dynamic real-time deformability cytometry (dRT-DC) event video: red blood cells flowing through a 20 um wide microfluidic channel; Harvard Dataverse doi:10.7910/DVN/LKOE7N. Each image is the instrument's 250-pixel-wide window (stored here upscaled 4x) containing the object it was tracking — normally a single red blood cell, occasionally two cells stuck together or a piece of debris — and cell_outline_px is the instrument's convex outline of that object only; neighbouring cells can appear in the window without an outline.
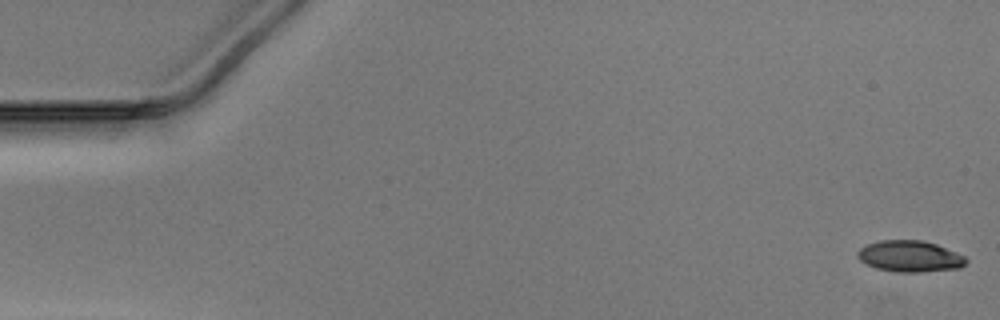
{"species": "Egyptian fruit bat (a non-hibernating species)", "species_latin": "Rousettus aegyptiacus", "temperature_condition": "warm", "stored_images_in_passage": 51, "camera_frame_rate_fps": 3000, "um_per_image_px": 0.085, "animal": {"sex": "male"}, "frame": {"image": 1, "passage_image": 1, "time_ms": 0.0, "image_size_px": [1000, 320], "cell_outline_px": [[968, 260], [960, 268], [920, 272], [896, 272], [876, 268], [860, 260], [856, 256], [856, 252], [860, 248], [868, 244], [880, 240], [920, 240], [936, 244], [956, 252], [964, 256]], "centroid_in_image_um": [77.32, 21.78], "position_along_channel_um": 7.7, "area_um2": 19.71}}
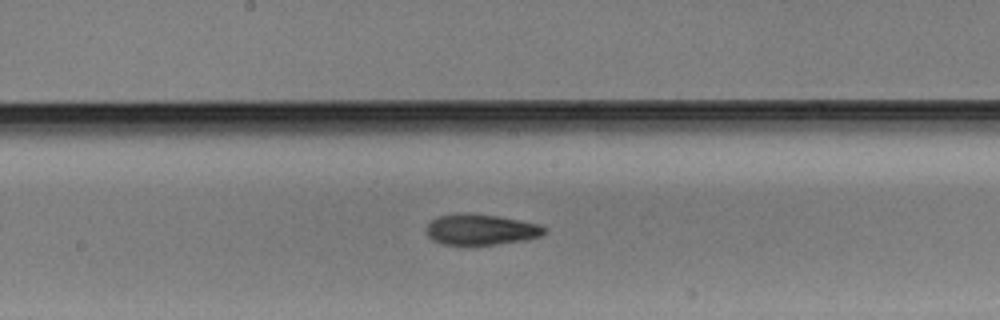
{"frame": {"image": 2, "passage_image": 27, "time_ms": 8.667, "image_size_px": [1000, 320], "cell_outline_px": [[548, 232], [540, 236], [524, 240], [468, 248], [460, 248], [440, 244], [432, 240], [424, 232], [428, 224], [432, 220], [440, 216], [464, 212], [496, 216], [520, 220], [540, 224], [548, 228]], "centroid_in_image_um": [40.84, 19.56], "position_along_channel_um": 207.4, "area_um2": 22.14}}
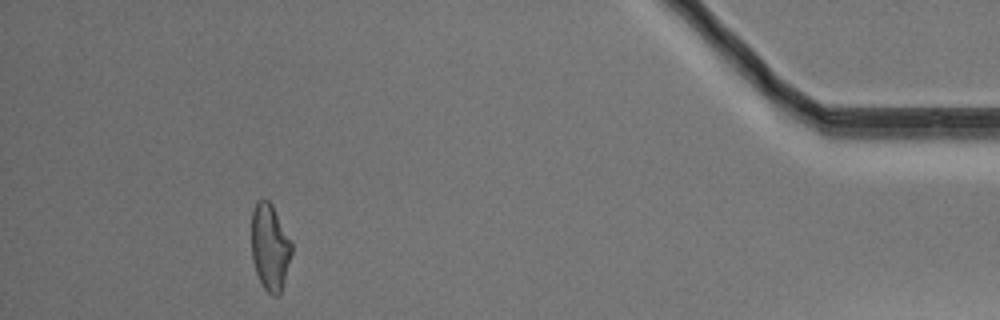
{"frame": {"image": 3, "passage_image": 47, "time_ms": 15.333, "image_size_px": [1000, 320], "cell_outline_px": [[292, 252], [280, 296], [272, 296], [264, 288], [256, 272], [252, 260], [252, 212], [256, 204], [260, 200], [268, 200], [272, 204], [292, 244]], "centroid_in_image_um": [22.95, 21.05], "position_along_channel_um": 412.3, "area_um2": 20.0}}